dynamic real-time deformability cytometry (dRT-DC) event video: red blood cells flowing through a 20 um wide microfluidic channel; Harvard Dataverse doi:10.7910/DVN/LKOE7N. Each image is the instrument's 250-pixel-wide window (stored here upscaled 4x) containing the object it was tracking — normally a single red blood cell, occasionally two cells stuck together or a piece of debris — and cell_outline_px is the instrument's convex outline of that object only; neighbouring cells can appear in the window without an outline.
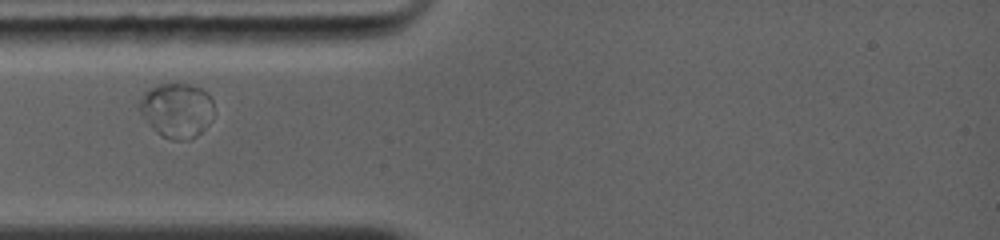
{"species": "common noctule bat (a hibernating species)", "species_latin": "Nyctalus noctula", "temperature_condition": "warm", "stored_images_in_passage": 64, "camera_frame_rate_fps": 5000, "um_per_image_px": 0.085, "animal": {"sex": "female", "body_mass_g": 19.0, "forearm_length_mm": 56.7}, "frame": {"image": 1, "passage_image": 1, "time_ms": 0.0, "image_size_px": [1000, 240], "cell_outline_px": [[212, 120], [192, 140], [172, 140], [160, 136], [148, 124], [140, 112], [140, 100], [152, 88], [160, 84], [188, 84], [200, 88], [208, 92], [212, 100]], "centroid_in_image_um": [15.05, 9.4], "position_along_channel_um": 69.9, "area_um2": 23.52}}
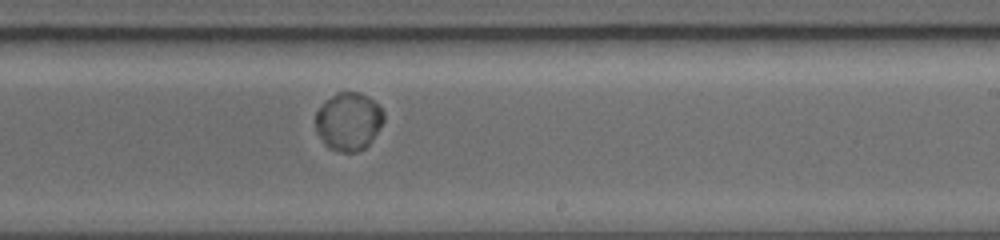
{"frame": {"image": 2, "passage_image": 22, "time_ms": 4.6, "image_size_px": [1000, 240], "cell_outline_px": [[384, 120], [372, 140], [364, 148], [356, 152], [336, 152], [328, 148], [324, 144], [316, 132], [316, 112], [320, 104], [324, 100], [336, 92], [360, 92], [368, 96], [384, 112]], "centroid_in_image_um": [29.59, 10.32], "position_along_channel_um": 259.4, "area_um2": 23.29}}
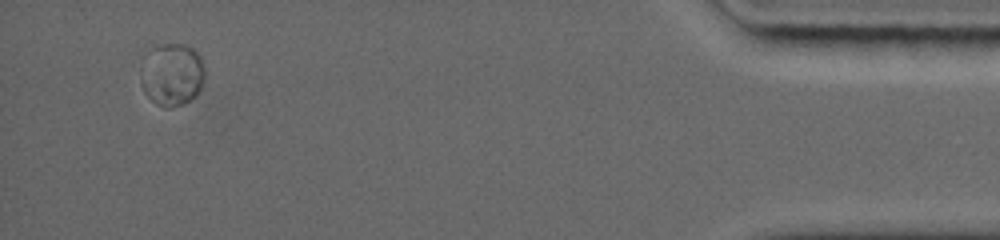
{"frame": {"image": 3, "passage_image": 54, "time_ms": 10.6, "image_size_px": [1000, 240], "cell_outline_px": [[204, 80], [196, 96], [180, 104], [168, 108], [164, 108], [156, 104], [144, 92], [140, 84], [140, 68], [152, 48], [164, 44], [184, 44], [192, 48], [200, 56], [204, 64]], "centroid_in_image_um": [14.61, 6.34], "position_along_channel_um": 420.6, "area_um2": 23.35}}